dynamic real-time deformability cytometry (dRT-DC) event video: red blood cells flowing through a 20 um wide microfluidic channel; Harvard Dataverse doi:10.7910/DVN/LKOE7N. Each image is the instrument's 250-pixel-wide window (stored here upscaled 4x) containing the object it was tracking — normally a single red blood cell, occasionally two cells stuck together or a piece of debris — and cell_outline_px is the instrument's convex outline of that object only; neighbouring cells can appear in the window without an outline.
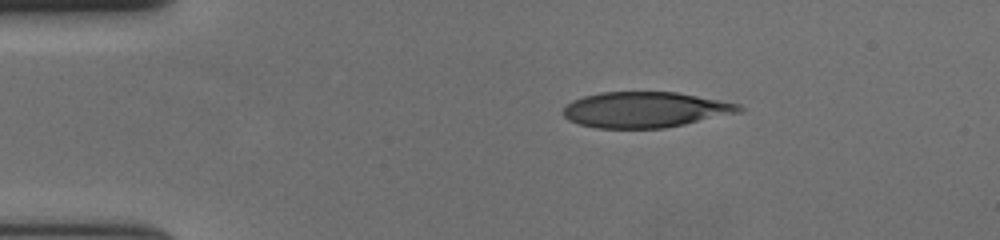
{"species": "human", "species_latin": "Homo sapiens", "temperature_condition": "cold", "stored_images_in_passage": 47, "camera_frame_rate_fps": 3000, "um_per_image_px": 0.085, "donor": {"sex": "female"}, "frame": {"image": 1, "passage_image": 1, "time_ms": 0.0, "image_size_px": [1000, 240], "cell_outline_px": [[744, 108], [740, 112], [684, 124], [664, 128], [596, 128], [580, 124], [568, 120], [564, 116], [564, 108], [572, 100], [584, 96], [600, 92], [676, 92], [720, 100], [740, 104]], "centroid_in_image_um": [54.83, 9.32], "position_along_channel_um": 30.2, "area_um2": 36.36}}
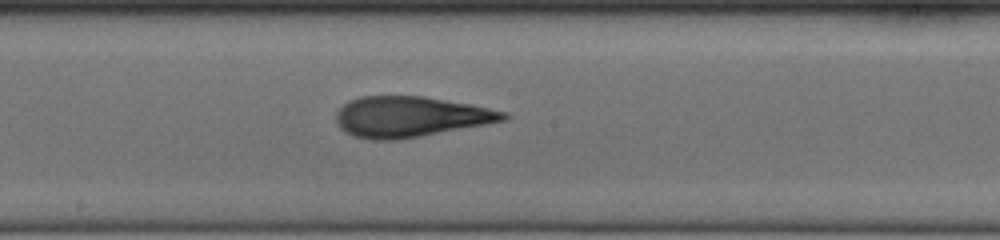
{"frame": {"image": 2, "passage_image": 21, "time_ms": 6.667, "image_size_px": [1000, 240], "cell_outline_px": [[508, 116], [504, 120], [484, 124], [420, 136], [396, 140], [372, 140], [352, 136], [340, 128], [336, 120], [336, 112], [348, 100], [360, 96], [424, 96], [468, 104], [508, 112]], "centroid_in_image_um": [34.81, 9.92], "position_along_channel_um": 213.4, "area_um2": 39.25}}
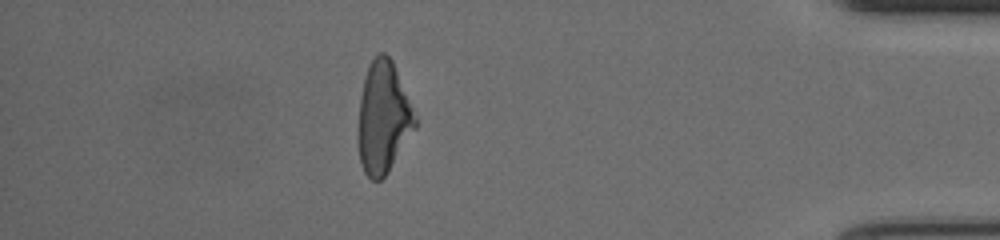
{"frame": {"image": 3, "passage_image": 40, "time_ms": 13.0, "image_size_px": [1000, 240], "cell_outline_px": [[416, 128], [388, 172], [380, 180], [372, 180], [364, 172], [360, 164], [356, 132], [360, 96], [364, 76], [368, 64], [380, 52], [384, 52], [392, 60], [416, 116]], "centroid_in_image_um": [32.54, 10.02], "position_along_channel_um": 402.7, "area_um2": 37.4}, "authors_computed_cell_mechanics": {"area_um2": 38.148, "velocity_mm_per_s": 3.6793, "shape_relaxation_time_tau1_ms": 5.7281, "shape_relaxation_time_tau2_ms": 1.7354, "deformation_change_tau1": 0.2198, "deformation_change_tau2": 0.1238}}